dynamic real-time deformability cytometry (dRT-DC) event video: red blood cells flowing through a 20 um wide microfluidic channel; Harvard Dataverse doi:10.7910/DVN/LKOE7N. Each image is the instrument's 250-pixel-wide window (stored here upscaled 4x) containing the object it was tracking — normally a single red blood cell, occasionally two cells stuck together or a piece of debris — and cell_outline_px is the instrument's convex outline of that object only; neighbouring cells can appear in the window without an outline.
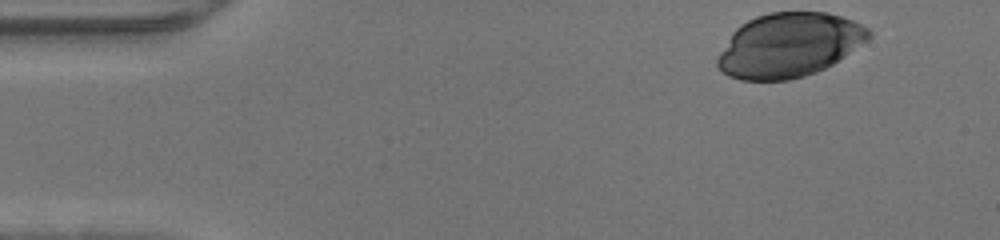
{"species": "human", "species_latin": "Homo sapiens", "temperature_condition": "warm", "stored_images_in_passage": 43, "camera_frame_rate_fps": 3000, "um_per_image_px": 0.085, "donor": {"sex": "male"}, "frame": {"image": 1, "passage_image": 1, "time_ms": 0.0, "image_size_px": [1000, 240], "cell_outline_px": [[872, 36], [868, 40], [832, 64], [816, 72], [804, 76], [788, 80], [740, 80], [728, 76], [716, 64], [716, 60], [720, 52], [732, 32], [740, 24], [756, 16], [768, 12], [828, 12], [852, 20], [868, 28], [872, 32]], "centroid_in_image_um": [67.06, 3.83], "position_along_channel_um": 17.9, "area_um2": 56.47}}